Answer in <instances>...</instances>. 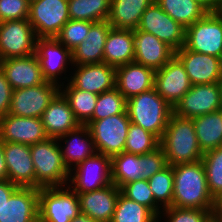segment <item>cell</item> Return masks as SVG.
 Listing matches in <instances>:
<instances>
[{"mask_svg": "<svg viewBox=\"0 0 222 222\" xmlns=\"http://www.w3.org/2000/svg\"><path fill=\"white\" fill-rule=\"evenodd\" d=\"M174 187L172 206L187 209L212 210L213 197L209 192L202 161L172 166Z\"/></svg>", "mask_w": 222, "mask_h": 222, "instance_id": "obj_1", "label": "cell"}, {"mask_svg": "<svg viewBox=\"0 0 222 222\" xmlns=\"http://www.w3.org/2000/svg\"><path fill=\"white\" fill-rule=\"evenodd\" d=\"M167 165L193 163L202 159L192 119L172 113L160 139Z\"/></svg>", "mask_w": 222, "mask_h": 222, "instance_id": "obj_2", "label": "cell"}, {"mask_svg": "<svg viewBox=\"0 0 222 222\" xmlns=\"http://www.w3.org/2000/svg\"><path fill=\"white\" fill-rule=\"evenodd\" d=\"M30 150L35 171V188L67 186L70 171L63 161L58 139L48 138L35 143L30 145Z\"/></svg>", "mask_w": 222, "mask_h": 222, "instance_id": "obj_3", "label": "cell"}, {"mask_svg": "<svg viewBox=\"0 0 222 222\" xmlns=\"http://www.w3.org/2000/svg\"><path fill=\"white\" fill-rule=\"evenodd\" d=\"M126 112L133 124L162 138L173 108L157 93L155 88L127 100Z\"/></svg>", "mask_w": 222, "mask_h": 222, "instance_id": "obj_4", "label": "cell"}, {"mask_svg": "<svg viewBox=\"0 0 222 222\" xmlns=\"http://www.w3.org/2000/svg\"><path fill=\"white\" fill-rule=\"evenodd\" d=\"M127 112L101 120L88 121L96 152L112 157L124 152L129 124Z\"/></svg>", "mask_w": 222, "mask_h": 222, "instance_id": "obj_5", "label": "cell"}, {"mask_svg": "<svg viewBox=\"0 0 222 222\" xmlns=\"http://www.w3.org/2000/svg\"><path fill=\"white\" fill-rule=\"evenodd\" d=\"M184 46L193 52L219 58L222 52V11L207 12L187 27Z\"/></svg>", "mask_w": 222, "mask_h": 222, "instance_id": "obj_6", "label": "cell"}, {"mask_svg": "<svg viewBox=\"0 0 222 222\" xmlns=\"http://www.w3.org/2000/svg\"><path fill=\"white\" fill-rule=\"evenodd\" d=\"M80 214L78 195L69 186L40 188L41 222H70Z\"/></svg>", "mask_w": 222, "mask_h": 222, "instance_id": "obj_7", "label": "cell"}, {"mask_svg": "<svg viewBox=\"0 0 222 222\" xmlns=\"http://www.w3.org/2000/svg\"><path fill=\"white\" fill-rule=\"evenodd\" d=\"M29 22L37 38H55L70 20L68 0H32Z\"/></svg>", "mask_w": 222, "mask_h": 222, "instance_id": "obj_8", "label": "cell"}, {"mask_svg": "<svg viewBox=\"0 0 222 222\" xmlns=\"http://www.w3.org/2000/svg\"><path fill=\"white\" fill-rule=\"evenodd\" d=\"M69 177L68 182H71L73 186L71 187L69 184L68 186L76 194L92 192L106 187L112 184L111 157L96 152L93 156L73 167Z\"/></svg>", "mask_w": 222, "mask_h": 222, "instance_id": "obj_9", "label": "cell"}, {"mask_svg": "<svg viewBox=\"0 0 222 222\" xmlns=\"http://www.w3.org/2000/svg\"><path fill=\"white\" fill-rule=\"evenodd\" d=\"M37 36L28 19L0 23V56L3 59L35 53Z\"/></svg>", "mask_w": 222, "mask_h": 222, "instance_id": "obj_10", "label": "cell"}, {"mask_svg": "<svg viewBox=\"0 0 222 222\" xmlns=\"http://www.w3.org/2000/svg\"><path fill=\"white\" fill-rule=\"evenodd\" d=\"M59 92V85L47 81L41 85L13 90L8 114L41 118L44 110Z\"/></svg>", "mask_w": 222, "mask_h": 222, "instance_id": "obj_11", "label": "cell"}, {"mask_svg": "<svg viewBox=\"0 0 222 222\" xmlns=\"http://www.w3.org/2000/svg\"><path fill=\"white\" fill-rule=\"evenodd\" d=\"M137 29L153 34L175 51L185 45L186 28L165 13L156 1L142 14Z\"/></svg>", "mask_w": 222, "mask_h": 222, "instance_id": "obj_12", "label": "cell"}, {"mask_svg": "<svg viewBox=\"0 0 222 222\" xmlns=\"http://www.w3.org/2000/svg\"><path fill=\"white\" fill-rule=\"evenodd\" d=\"M221 104V89L219 82L212 84H196L186 92L173 113L177 116L193 119L219 111Z\"/></svg>", "mask_w": 222, "mask_h": 222, "instance_id": "obj_13", "label": "cell"}, {"mask_svg": "<svg viewBox=\"0 0 222 222\" xmlns=\"http://www.w3.org/2000/svg\"><path fill=\"white\" fill-rule=\"evenodd\" d=\"M191 87L185 68L175 55L155 72L154 88L173 109Z\"/></svg>", "mask_w": 222, "mask_h": 222, "instance_id": "obj_14", "label": "cell"}, {"mask_svg": "<svg viewBox=\"0 0 222 222\" xmlns=\"http://www.w3.org/2000/svg\"><path fill=\"white\" fill-rule=\"evenodd\" d=\"M35 55L44 79L60 87L65 86L61 85V82L58 83V76L66 73L67 64L72 66V52L56 38H37Z\"/></svg>", "mask_w": 222, "mask_h": 222, "instance_id": "obj_15", "label": "cell"}, {"mask_svg": "<svg viewBox=\"0 0 222 222\" xmlns=\"http://www.w3.org/2000/svg\"><path fill=\"white\" fill-rule=\"evenodd\" d=\"M48 139L41 118L7 114L0 118V140L33 145Z\"/></svg>", "mask_w": 222, "mask_h": 222, "instance_id": "obj_16", "label": "cell"}, {"mask_svg": "<svg viewBox=\"0 0 222 222\" xmlns=\"http://www.w3.org/2000/svg\"><path fill=\"white\" fill-rule=\"evenodd\" d=\"M175 56L182 62L192 85L221 81L222 72L218 57L196 53L185 46L176 50Z\"/></svg>", "mask_w": 222, "mask_h": 222, "instance_id": "obj_17", "label": "cell"}, {"mask_svg": "<svg viewBox=\"0 0 222 222\" xmlns=\"http://www.w3.org/2000/svg\"><path fill=\"white\" fill-rule=\"evenodd\" d=\"M73 66L75 73L67 80L74 87L97 95L115 88L116 67L103 62Z\"/></svg>", "mask_w": 222, "mask_h": 222, "instance_id": "obj_18", "label": "cell"}, {"mask_svg": "<svg viewBox=\"0 0 222 222\" xmlns=\"http://www.w3.org/2000/svg\"><path fill=\"white\" fill-rule=\"evenodd\" d=\"M0 70L4 73L13 90L41 85L46 82L37 56L3 59Z\"/></svg>", "mask_w": 222, "mask_h": 222, "instance_id": "obj_19", "label": "cell"}, {"mask_svg": "<svg viewBox=\"0 0 222 222\" xmlns=\"http://www.w3.org/2000/svg\"><path fill=\"white\" fill-rule=\"evenodd\" d=\"M134 62L153 70L161 69L175 55V50L151 33L134 29Z\"/></svg>", "mask_w": 222, "mask_h": 222, "instance_id": "obj_20", "label": "cell"}, {"mask_svg": "<svg viewBox=\"0 0 222 222\" xmlns=\"http://www.w3.org/2000/svg\"><path fill=\"white\" fill-rule=\"evenodd\" d=\"M8 180L19 187L35 188V171L30 145L3 142Z\"/></svg>", "mask_w": 222, "mask_h": 222, "instance_id": "obj_21", "label": "cell"}, {"mask_svg": "<svg viewBox=\"0 0 222 222\" xmlns=\"http://www.w3.org/2000/svg\"><path fill=\"white\" fill-rule=\"evenodd\" d=\"M39 190L19 187L0 210V222H33L39 217Z\"/></svg>", "mask_w": 222, "mask_h": 222, "instance_id": "obj_22", "label": "cell"}, {"mask_svg": "<svg viewBox=\"0 0 222 222\" xmlns=\"http://www.w3.org/2000/svg\"><path fill=\"white\" fill-rule=\"evenodd\" d=\"M121 190L110 184L92 192L77 194L80 213L97 222H111Z\"/></svg>", "mask_w": 222, "mask_h": 222, "instance_id": "obj_23", "label": "cell"}, {"mask_svg": "<svg viewBox=\"0 0 222 222\" xmlns=\"http://www.w3.org/2000/svg\"><path fill=\"white\" fill-rule=\"evenodd\" d=\"M155 70L131 62L116 67L115 88L128 100L154 88Z\"/></svg>", "mask_w": 222, "mask_h": 222, "instance_id": "obj_24", "label": "cell"}, {"mask_svg": "<svg viewBox=\"0 0 222 222\" xmlns=\"http://www.w3.org/2000/svg\"><path fill=\"white\" fill-rule=\"evenodd\" d=\"M41 120L48 138L58 139L81 125L61 92L44 110Z\"/></svg>", "mask_w": 222, "mask_h": 222, "instance_id": "obj_25", "label": "cell"}, {"mask_svg": "<svg viewBox=\"0 0 222 222\" xmlns=\"http://www.w3.org/2000/svg\"><path fill=\"white\" fill-rule=\"evenodd\" d=\"M62 140L66 146L63 147L62 144H59V147L69 171L72 170V166L76 167L96 153L94 141L87 125H80L58 138L59 142Z\"/></svg>", "mask_w": 222, "mask_h": 222, "instance_id": "obj_26", "label": "cell"}, {"mask_svg": "<svg viewBox=\"0 0 222 222\" xmlns=\"http://www.w3.org/2000/svg\"><path fill=\"white\" fill-rule=\"evenodd\" d=\"M111 28L107 20L94 23L85 40L72 51V64L102 63L105 42Z\"/></svg>", "mask_w": 222, "mask_h": 222, "instance_id": "obj_27", "label": "cell"}, {"mask_svg": "<svg viewBox=\"0 0 222 222\" xmlns=\"http://www.w3.org/2000/svg\"><path fill=\"white\" fill-rule=\"evenodd\" d=\"M134 30L111 28L104 46L103 63L118 67L134 62Z\"/></svg>", "mask_w": 222, "mask_h": 222, "instance_id": "obj_28", "label": "cell"}, {"mask_svg": "<svg viewBox=\"0 0 222 222\" xmlns=\"http://www.w3.org/2000/svg\"><path fill=\"white\" fill-rule=\"evenodd\" d=\"M155 0H111L108 22L116 29H137L142 14Z\"/></svg>", "mask_w": 222, "mask_h": 222, "instance_id": "obj_29", "label": "cell"}, {"mask_svg": "<svg viewBox=\"0 0 222 222\" xmlns=\"http://www.w3.org/2000/svg\"><path fill=\"white\" fill-rule=\"evenodd\" d=\"M202 153L222 146V116L219 111L192 119Z\"/></svg>", "mask_w": 222, "mask_h": 222, "instance_id": "obj_30", "label": "cell"}, {"mask_svg": "<svg viewBox=\"0 0 222 222\" xmlns=\"http://www.w3.org/2000/svg\"><path fill=\"white\" fill-rule=\"evenodd\" d=\"M173 20L187 28L201 19L207 11L195 0H155Z\"/></svg>", "mask_w": 222, "mask_h": 222, "instance_id": "obj_31", "label": "cell"}, {"mask_svg": "<svg viewBox=\"0 0 222 222\" xmlns=\"http://www.w3.org/2000/svg\"><path fill=\"white\" fill-rule=\"evenodd\" d=\"M62 89L63 87H60V92L68 101L76 119L81 125H85L94 114L98 95L80 90L70 82Z\"/></svg>", "mask_w": 222, "mask_h": 222, "instance_id": "obj_32", "label": "cell"}, {"mask_svg": "<svg viewBox=\"0 0 222 222\" xmlns=\"http://www.w3.org/2000/svg\"><path fill=\"white\" fill-rule=\"evenodd\" d=\"M112 183L121 188L128 182L142 179L140 155L127 152L111 157Z\"/></svg>", "mask_w": 222, "mask_h": 222, "instance_id": "obj_33", "label": "cell"}, {"mask_svg": "<svg viewBox=\"0 0 222 222\" xmlns=\"http://www.w3.org/2000/svg\"><path fill=\"white\" fill-rule=\"evenodd\" d=\"M111 0H68L69 16L72 20L93 23L108 20Z\"/></svg>", "mask_w": 222, "mask_h": 222, "instance_id": "obj_34", "label": "cell"}, {"mask_svg": "<svg viewBox=\"0 0 222 222\" xmlns=\"http://www.w3.org/2000/svg\"><path fill=\"white\" fill-rule=\"evenodd\" d=\"M159 218L144 205L125 197L121 192L111 222H158Z\"/></svg>", "mask_w": 222, "mask_h": 222, "instance_id": "obj_35", "label": "cell"}, {"mask_svg": "<svg viewBox=\"0 0 222 222\" xmlns=\"http://www.w3.org/2000/svg\"><path fill=\"white\" fill-rule=\"evenodd\" d=\"M160 146V139L137 124L130 123L124 152L142 155Z\"/></svg>", "mask_w": 222, "mask_h": 222, "instance_id": "obj_36", "label": "cell"}, {"mask_svg": "<svg viewBox=\"0 0 222 222\" xmlns=\"http://www.w3.org/2000/svg\"><path fill=\"white\" fill-rule=\"evenodd\" d=\"M147 181L150 190L154 195L155 202L160 207H163V209L171 207L174 187V175L172 166L167 165L164 169L157 172Z\"/></svg>", "mask_w": 222, "mask_h": 222, "instance_id": "obj_37", "label": "cell"}, {"mask_svg": "<svg viewBox=\"0 0 222 222\" xmlns=\"http://www.w3.org/2000/svg\"><path fill=\"white\" fill-rule=\"evenodd\" d=\"M127 99L116 89L98 95L95 111L89 121L101 120L116 114L126 113Z\"/></svg>", "mask_w": 222, "mask_h": 222, "instance_id": "obj_38", "label": "cell"}, {"mask_svg": "<svg viewBox=\"0 0 222 222\" xmlns=\"http://www.w3.org/2000/svg\"><path fill=\"white\" fill-rule=\"evenodd\" d=\"M201 161L205 169L209 192L214 198L222 193V146L203 153Z\"/></svg>", "mask_w": 222, "mask_h": 222, "instance_id": "obj_39", "label": "cell"}, {"mask_svg": "<svg viewBox=\"0 0 222 222\" xmlns=\"http://www.w3.org/2000/svg\"><path fill=\"white\" fill-rule=\"evenodd\" d=\"M120 190L128 199L148 207L158 218L162 216L160 212L163 208L155 202L154 195L150 190L147 179H138L128 182L123 185Z\"/></svg>", "mask_w": 222, "mask_h": 222, "instance_id": "obj_40", "label": "cell"}, {"mask_svg": "<svg viewBox=\"0 0 222 222\" xmlns=\"http://www.w3.org/2000/svg\"><path fill=\"white\" fill-rule=\"evenodd\" d=\"M94 23L91 21L72 20L65 23L55 37L61 44H63L71 52L85 40L90 27Z\"/></svg>", "mask_w": 222, "mask_h": 222, "instance_id": "obj_41", "label": "cell"}, {"mask_svg": "<svg viewBox=\"0 0 222 222\" xmlns=\"http://www.w3.org/2000/svg\"><path fill=\"white\" fill-rule=\"evenodd\" d=\"M161 213L163 216H166L167 222H207L211 217V210L177 208L173 206L164 208Z\"/></svg>", "mask_w": 222, "mask_h": 222, "instance_id": "obj_42", "label": "cell"}, {"mask_svg": "<svg viewBox=\"0 0 222 222\" xmlns=\"http://www.w3.org/2000/svg\"><path fill=\"white\" fill-rule=\"evenodd\" d=\"M142 179H149L167 166L166 156L161 146L154 151L140 155Z\"/></svg>", "mask_w": 222, "mask_h": 222, "instance_id": "obj_43", "label": "cell"}, {"mask_svg": "<svg viewBox=\"0 0 222 222\" xmlns=\"http://www.w3.org/2000/svg\"><path fill=\"white\" fill-rule=\"evenodd\" d=\"M28 0H0V23L10 20L28 19Z\"/></svg>", "mask_w": 222, "mask_h": 222, "instance_id": "obj_44", "label": "cell"}, {"mask_svg": "<svg viewBox=\"0 0 222 222\" xmlns=\"http://www.w3.org/2000/svg\"><path fill=\"white\" fill-rule=\"evenodd\" d=\"M12 91L11 85L7 81L4 73L0 70V118L8 114Z\"/></svg>", "mask_w": 222, "mask_h": 222, "instance_id": "obj_45", "label": "cell"}, {"mask_svg": "<svg viewBox=\"0 0 222 222\" xmlns=\"http://www.w3.org/2000/svg\"><path fill=\"white\" fill-rule=\"evenodd\" d=\"M18 188V185L9 180H0V210Z\"/></svg>", "mask_w": 222, "mask_h": 222, "instance_id": "obj_46", "label": "cell"}, {"mask_svg": "<svg viewBox=\"0 0 222 222\" xmlns=\"http://www.w3.org/2000/svg\"><path fill=\"white\" fill-rule=\"evenodd\" d=\"M211 217L214 220L222 222V193L213 198Z\"/></svg>", "mask_w": 222, "mask_h": 222, "instance_id": "obj_47", "label": "cell"}, {"mask_svg": "<svg viewBox=\"0 0 222 222\" xmlns=\"http://www.w3.org/2000/svg\"><path fill=\"white\" fill-rule=\"evenodd\" d=\"M198 2L207 12H221L222 0H195Z\"/></svg>", "mask_w": 222, "mask_h": 222, "instance_id": "obj_48", "label": "cell"}, {"mask_svg": "<svg viewBox=\"0 0 222 222\" xmlns=\"http://www.w3.org/2000/svg\"><path fill=\"white\" fill-rule=\"evenodd\" d=\"M0 180H8V169L5 162L2 140H0Z\"/></svg>", "mask_w": 222, "mask_h": 222, "instance_id": "obj_49", "label": "cell"}, {"mask_svg": "<svg viewBox=\"0 0 222 222\" xmlns=\"http://www.w3.org/2000/svg\"><path fill=\"white\" fill-rule=\"evenodd\" d=\"M70 222H97V221L93 220L91 217L85 214L80 213L75 218L70 220Z\"/></svg>", "mask_w": 222, "mask_h": 222, "instance_id": "obj_50", "label": "cell"}, {"mask_svg": "<svg viewBox=\"0 0 222 222\" xmlns=\"http://www.w3.org/2000/svg\"><path fill=\"white\" fill-rule=\"evenodd\" d=\"M219 63H220V69H221V72H222V52H221L220 57H219Z\"/></svg>", "mask_w": 222, "mask_h": 222, "instance_id": "obj_51", "label": "cell"}, {"mask_svg": "<svg viewBox=\"0 0 222 222\" xmlns=\"http://www.w3.org/2000/svg\"><path fill=\"white\" fill-rule=\"evenodd\" d=\"M219 85H220V89H221V104H222V79H221V81L219 82Z\"/></svg>", "mask_w": 222, "mask_h": 222, "instance_id": "obj_52", "label": "cell"}, {"mask_svg": "<svg viewBox=\"0 0 222 222\" xmlns=\"http://www.w3.org/2000/svg\"><path fill=\"white\" fill-rule=\"evenodd\" d=\"M207 222H220V221L214 220L212 217H210Z\"/></svg>", "mask_w": 222, "mask_h": 222, "instance_id": "obj_53", "label": "cell"}, {"mask_svg": "<svg viewBox=\"0 0 222 222\" xmlns=\"http://www.w3.org/2000/svg\"><path fill=\"white\" fill-rule=\"evenodd\" d=\"M33 222H41L40 221V219H39V217L36 219V220H34Z\"/></svg>", "mask_w": 222, "mask_h": 222, "instance_id": "obj_54", "label": "cell"}, {"mask_svg": "<svg viewBox=\"0 0 222 222\" xmlns=\"http://www.w3.org/2000/svg\"><path fill=\"white\" fill-rule=\"evenodd\" d=\"M219 112L221 113V116H222V107L219 109Z\"/></svg>", "mask_w": 222, "mask_h": 222, "instance_id": "obj_55", "label": "cell"}]
</instances>
